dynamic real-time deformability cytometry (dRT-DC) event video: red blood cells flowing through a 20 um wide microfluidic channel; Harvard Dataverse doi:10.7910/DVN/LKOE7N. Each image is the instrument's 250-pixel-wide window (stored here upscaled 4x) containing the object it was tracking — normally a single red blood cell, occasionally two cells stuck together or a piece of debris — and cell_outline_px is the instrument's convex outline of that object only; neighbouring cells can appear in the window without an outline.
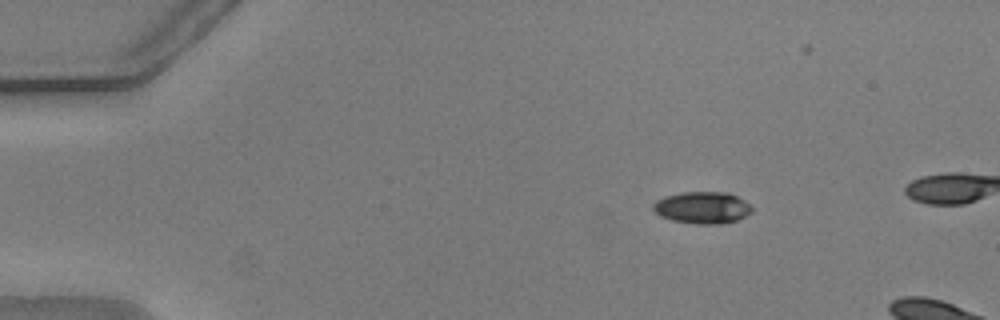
{"species": "common noctule bat (a hibernating species)", "species_latin": "Nyctalus noctula", "temperature_condition": "warm", "stored_images_in_passage": 11, "camera_frame_rate_fps": 3000, "um_per_image_px": 0.085, "animal": {"sex": "male", "body_mass_g": 20.5, "forearm_length_mm": 52.5}, "frame": {"image": 1, "passage_image": 4, "time_ms": 1.0, "image_size_px": [1000, 320], "cell_outline_px": [[752, 212], [736, 220], [720, 224], [696, 224], [672, 220], [660, 216], [652, 208], [652, 204], [656, 200], [664, 196], [680, 192], [728, 192], [744, 200], [752, 208]], "centroid_in_image_um": [59.67, 17.64], "position_along_channel_um": 25.3, "area_um2": 18.38}}